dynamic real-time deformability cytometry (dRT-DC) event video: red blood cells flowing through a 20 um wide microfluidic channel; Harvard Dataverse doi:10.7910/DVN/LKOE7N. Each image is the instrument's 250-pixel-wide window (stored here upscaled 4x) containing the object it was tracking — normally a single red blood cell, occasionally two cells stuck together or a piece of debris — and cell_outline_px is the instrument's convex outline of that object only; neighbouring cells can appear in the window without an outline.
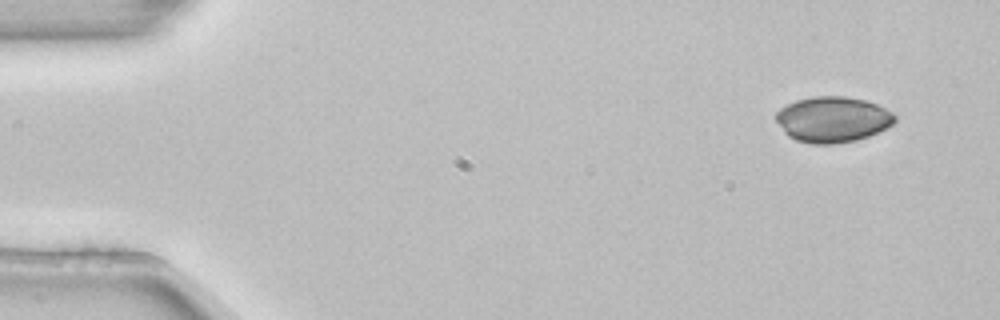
{"species": "common noctule bat (a hibernating species)", "species_latin": "Nyctalus noctula", "temperature_condition": "room temperature", "stored_images_in_passage": 5, "camera_frame_rate_fps": 3000, "um_per_image_px": 0.085, "animal": {"sex": "female", "body_mass_g": 22.7, "forearm_length_mm": 54.2}, "frame": {"image": 1, "passage_image": 5, "time_ms": 1.333, "image_size_px": [1000, 320], "cell_outline_px": [[896, 120], [888, 128], [868, 136], [856, 140], [836, 144], [812, 144], [796, 140], [788, 136], [784, 132], [776, 120], [776, 112], [780, 108], [796, 100], [812, 96], [844, 96], [864, 100], [876, 104], [892, 112], [896, 116]], "centroid_in_image_um": [70.78, 10.15], "position_along_channel_um": 14.2, "area_um2": 31.73}}